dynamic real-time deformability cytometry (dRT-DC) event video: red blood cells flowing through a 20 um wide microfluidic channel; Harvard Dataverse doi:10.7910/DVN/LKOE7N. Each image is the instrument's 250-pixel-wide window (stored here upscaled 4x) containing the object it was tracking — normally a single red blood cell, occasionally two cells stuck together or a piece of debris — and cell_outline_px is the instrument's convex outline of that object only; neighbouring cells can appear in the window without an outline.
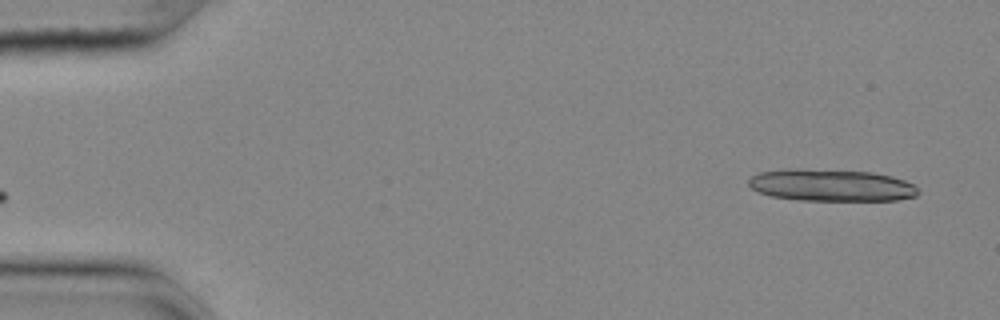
{"species": "common noctule bat (a hibernating species)", "species_latin": "Nyctalus noctula", "temperature_condition": "cold", "stored_images_in_passage": 24, "segment_of_instrument_passage": [1, 2], "camera_frame_rate_fps": 3000, "um_per_image_px": 0.085, "animal": {"sex": "female", "body_mass_g": 25.1}, "frame": {"image": 1, "passage_image": 1, "time_ms": 0.0, "image_size_px": [1000, 320], "cell_outline_px": [[920, 192], [916, 196], [896, 200], [796, 200], [772, 196], [756, 192], [748, 184], [748, 180], [752, 176], [760, 172], [788, 168], [796, 168], [872, 172], [892, 176], [904, 180], [912, 184]], "centroid_in_image_um": [70.62, 15.74], "position_along_channel_um": 14.4, "area_um2": 31.73}}
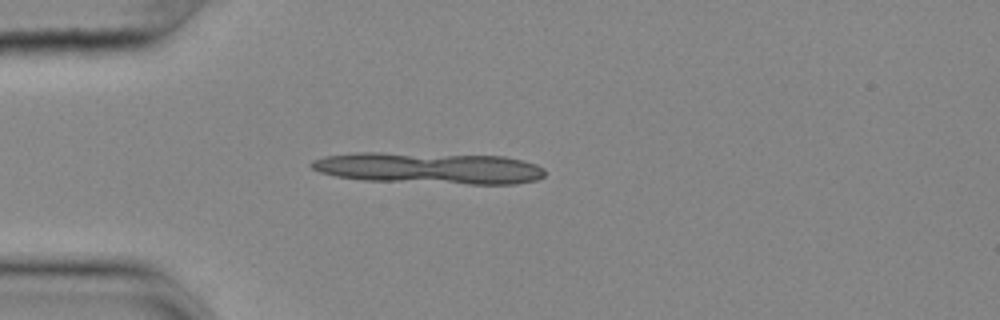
{"frame": {"image": 2, "passage_image": 12, "time_ms": 3.667, "image_size_px": [1000, 320], "cell_outline_px": [[544, 176], [536, 180], [516, 184], [468, 184], [364, 180], [336, 176], [320, 172], [312, 168], [308, 164], [312, 160], [324, 156], [356, 152], [380, 152], [504, 156], [524, 160], [536, 164], [544, 168]], "centroid_in_image_um": [36.48, 14.28], "position_along_channel_um": 48.5, "area_um2": 43.12}}